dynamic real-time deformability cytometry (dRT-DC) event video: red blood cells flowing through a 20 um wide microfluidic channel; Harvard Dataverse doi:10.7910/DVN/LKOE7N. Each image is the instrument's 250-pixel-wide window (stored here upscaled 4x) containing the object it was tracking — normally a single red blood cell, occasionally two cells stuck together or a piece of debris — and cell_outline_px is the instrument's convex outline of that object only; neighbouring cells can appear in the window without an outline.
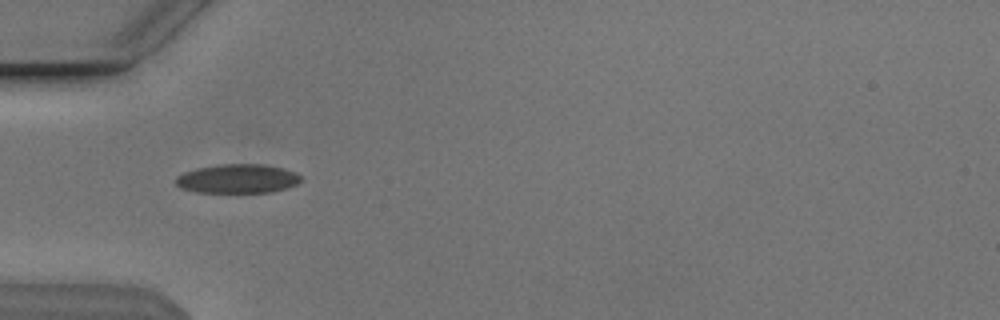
{"species": "Egyptian fruit bat (a non-hibernating species)", "species_latin": "Rousettus aegyptiacus", "temperature_condition": "cold", "stored_images_in_passage": 23, "camera_frame_rate_fps": 3000, "um_per_image_px": 0.085, "animal": {"sex": "male"}, "frame": {"image": 1, "passage_image": 1, "time_ms": 0.0, "image_size_px": [1000, 320], "cell_outline_px": [[300, 180], [296, 184], [288, 188], [272, 192], [196, 192], [180, 188], [176, 184], [176, 176], [184, 172], [196, 168], [216, 164], [264, 164], [284, 168], [296, 172], [300, 176]], "centroid_in_image_um": [20.19, 15.18], "position_along_channel_um": 64.8, "area_um2": 21.33}}
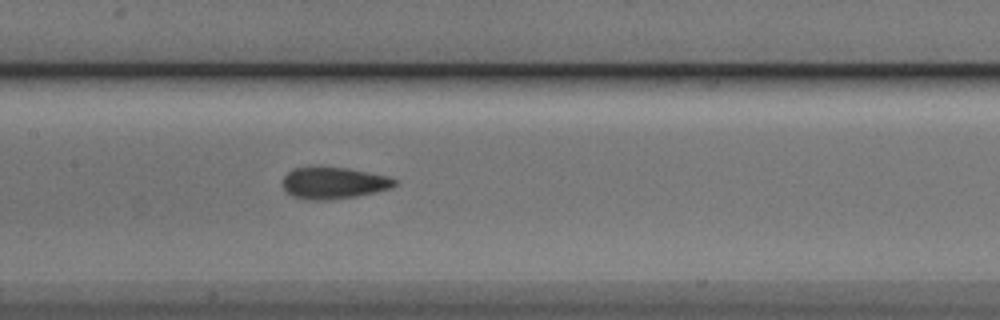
{"frame": {"image": 2, "passage_image": 10, "time_ms": 3.0, "image_size_px": [1000, 320], "cell_outline_px": [[396, 184], [392, 188], [376, 192], [356, 196], [324, 200], [308, 200], [292, 196], [284, 188], [280, 180], [292, 168], [312, 164], [320, 164], [348, 168], [388, 176], [396, 180]], "centroid_in_image_um": [28.29, 15.5], "position_along_channel_um": 179.1, "area_um2": 21.44}}
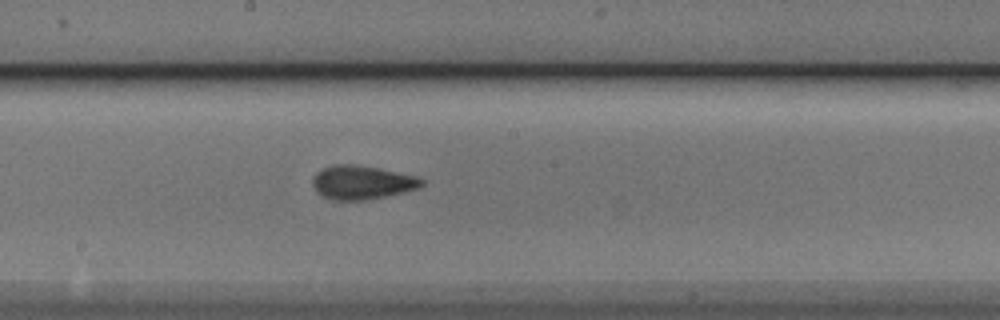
{"frame": {"image": 3, "passage_image": 13, "time_ms": 4.0, "image_size_px": [1000, 320], "cell_outline_px": [[424, 184], [420, 188], [384, 196], [364, 200], [332, 200], [316, 192], [312, 184], [312, 176], [316, 172], [332, 164], [356, 164], [416, 176], [424, 180]], "centroid_in_image_um": [30.73, 15.5], "position_along_channel_um": 217.5, "area_um2": 21.39}}